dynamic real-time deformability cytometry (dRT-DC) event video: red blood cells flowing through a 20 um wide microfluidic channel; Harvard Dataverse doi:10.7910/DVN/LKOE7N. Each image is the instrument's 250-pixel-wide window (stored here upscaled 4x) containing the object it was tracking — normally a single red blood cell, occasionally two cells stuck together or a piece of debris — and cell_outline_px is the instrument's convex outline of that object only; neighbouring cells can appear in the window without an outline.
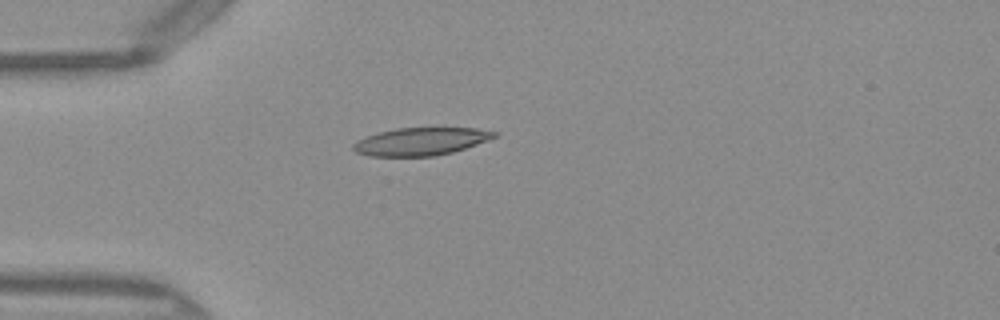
{"species": "Egyptian fruit bat (a non-hibernating species)", "species_latin": "Rousettus aegyptiacus", "temperature_condition": "warm", "stored_images_in_passage": 24, "camera_frame_rate_fps": 3000, "um_per_image_px": 0.085, "frame": {"image": 1, "passage_image": 1, "time_ms": 0.0, "image_size_px": [1000, 320], "cell_outline_px": [[496, 136], [488, 140], [452, 152], [432, 156], [368, 156], [356, 152], [352, 148], [352, 144], [356, 140], [380, 132], [396, 128], [476, 128], [496, 132]], "centroid_in_image_um": [35.72, 12.02], "position_along_channel_um": 49.3, "area_um2": 22.54}}
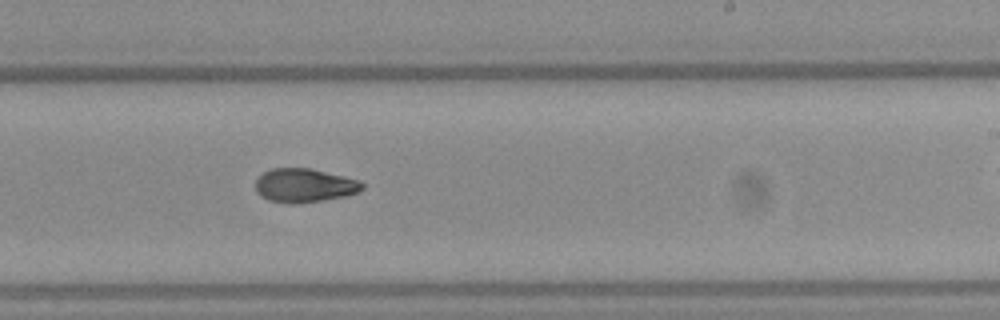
{"frame": {"image": 2, "passage_image": 13, "time_ms": 4.0, "image_size_px": [1000, 320], "cell_outline_px": [[364, 188], [360, 192], [344, 196], [324, 200], [296, 204], [288, 204], [268, 200], [260, 196], [256, 192], [256, 180], [264, 172], [272, 168], [308, 168], [360, 180], [364, 184]], "centroid_in_image_um": [25.87, 15.78], "position_along_channel_um": 263.1, "area_um2": 21.1}}
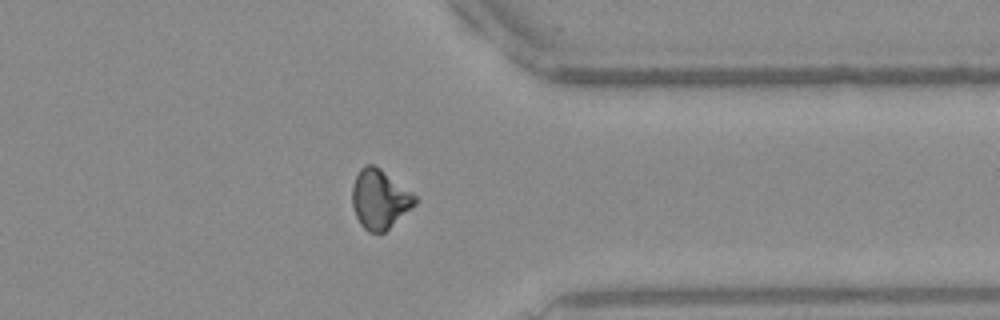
{"frame": {"image": 3, "passage_image": 22, "time_ms": 7.0, "image_size_px": [1000, 320], "cell_outline_px": [[416, 204], [412, 208], [384, 232], [368, 232], [360, 224], [356, 216], [352, 204], [352, 184], [360, 168], [368, 164], [372, 164], [380, 168], [412, 192], [416, 196]], "centroid_in_image_um": [32.26, 16.92], "position_along_channel_um": 379.1, "area_um2": 21.56}}